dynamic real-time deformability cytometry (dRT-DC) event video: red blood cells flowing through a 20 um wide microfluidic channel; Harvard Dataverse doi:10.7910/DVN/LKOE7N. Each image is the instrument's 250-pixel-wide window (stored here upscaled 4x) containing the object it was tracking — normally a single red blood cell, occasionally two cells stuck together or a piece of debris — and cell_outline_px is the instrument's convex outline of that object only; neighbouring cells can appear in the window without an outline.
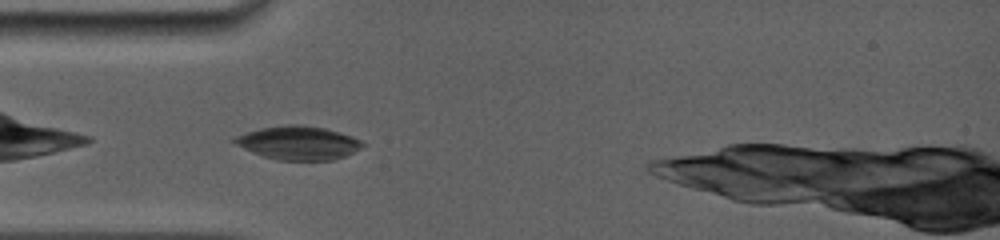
{"species": "common noctule bat (a hibernating species)", "species_latin": "Nyctalus noctula", "temperature_condition": "room temperature", "stored_images_in_passage": 3, "camera_frame_rate_fps": 5000, "um_per_image_px": 0.085, "animal": {"sex": "female", "body_mass_g": 19.0, "forearm_length_mm": 56.7}, "frame": {"image": 1, "passage_image": 1, "time_ms": 0.0, "image_size_px": [1000, 240], "cell_outline_px": [[364, 144], [360, 148], [344, 156], [332, 160], [280, 160], [264, 156], [252, 152], [228, 140], [232, 136], [260, 128], [288, 124], [304, 124], [324, 128], [340, 132], [352, 136], [360, 140]], "centroid_in_image_um": [25.3, 12.12], "position_along_channel_um": 59.7, "area_um2": 25.09}}
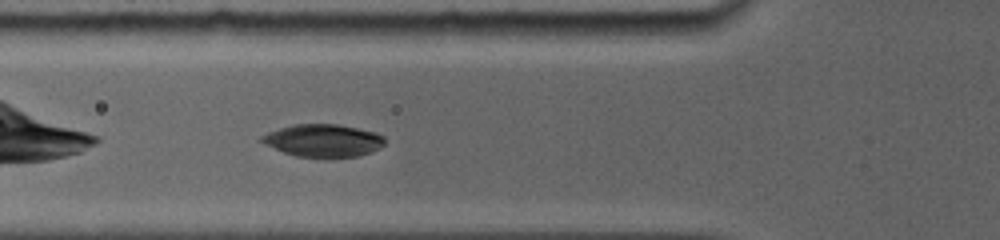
{"frame": {"image": 2, "passage_image": 2, "time_ms": 1.0, "image_size_px": [1000, 240], "cell_outline_px": [[384, 144], [380, 148], [372, 152], [356, 156], [332, 160], [296, 156], [284, 152], [264, 144], [256, 140], [260, 136], [268, 132], [292, 124], [340, 124], [376, 132], [384, 136]], "centroid_in_image_um": [27.47, 11.97], "position_along_channel_um": 98.3, "area_um2": 24.16}}
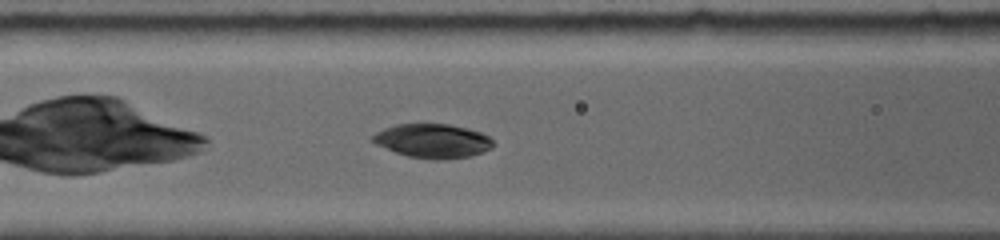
{"frame": {"image": 3, "passage_image": 3, "time_ms": 1.8, "image_size_px": [1000, 240], "cell_outline_px": [[492, 148], [484, 152], [472, 156], [440, 160], [436, 160], [408, 156], [396, 152], [376, 144], [368, 140], [376, 132], [384, 128], [396, 124], [448, 124], [468, 128], [480, 132], [488, 136], [492, 140]], "centroid_in_image_um": [36.77, 11.98], "position_along_channel_um": 129.8, "area_um2": 23.99}}